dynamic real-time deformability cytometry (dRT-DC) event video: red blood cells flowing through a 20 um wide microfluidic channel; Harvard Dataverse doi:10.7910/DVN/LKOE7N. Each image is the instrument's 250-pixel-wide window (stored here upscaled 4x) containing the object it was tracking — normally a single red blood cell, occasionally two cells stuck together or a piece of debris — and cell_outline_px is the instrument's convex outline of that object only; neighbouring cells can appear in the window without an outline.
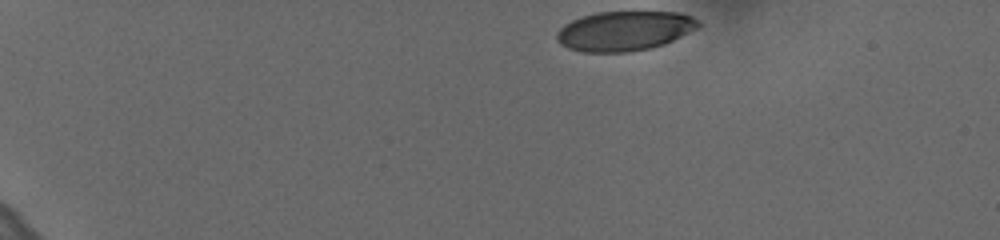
{"species": "human", "species_latin": "Homo sapiens", "temperature_condition": "cold", "stored_images_in_passage": 8, "camera_frame_rate_fps": 3000, "um_per_image_px": 0.085, "donor": {"sex": "female"}, "frame": {"image": 1, "passage_image": 1, "time_ms": 0.0, "image_size_px": [1000, 240], "cell_outline_px": [[700, 24], [696, 28], [664, 44], [652, 48], [628, 52], [584, 52], [568, 48], [560, 44], [556, 40], [556, 32], [564, 24], [572, 20], [596, 12], [680, 12], [692, 16]], "centroid_in_image_um": [53.04, 2.63], "position_along_channel_um": 32.0, "area_um2": 32.6}}
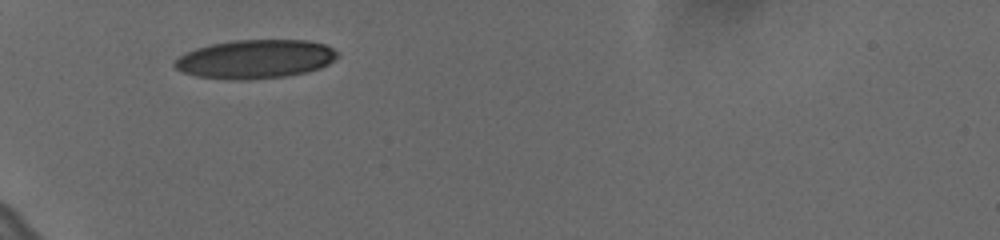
{"frame": {"image": 2, "passage_image": 6, "time_ms": 1.667, "image_size_px": [1000, 240], "cell_outline_px": [[336, 56], [328, 64], [320, 68], [308, 72], [288, 76], [248, 80], [228, 80], [196, 76], [184, 72], [176, 68], [172, 64], [180, 56], [196, 48], [212, 44], [232, 40], [308, 40], [324, 44], [332, 48], [336, 52]], "centroid_in_image_um": [21.69, 5.03], "position_along_channel_um": 63.3, "area_um2": 36.76}}
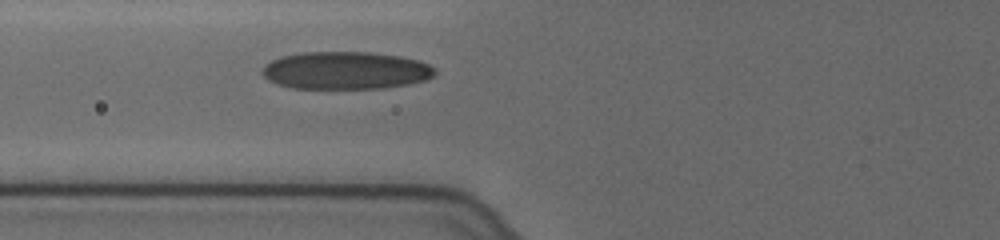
{"frame": {"image": 3, "passage_image": 8, "time_ms": 2.333, "image_size_px": [1000, 240], "cell_outline_px": [[436, 72], [432, 76], [424, 80], [408, 84], [384, 88], [292, 88], [276, 84], [268, 80], [264, 76], [264, 64], [280, 56], [304, 52], [368, 52], [400, 56], [420, 60], [436, 68]], "centroid_in_image_um": [29.39, 5.98], "position_along_channel_um": 96.4, "area_um2": 37.86}}